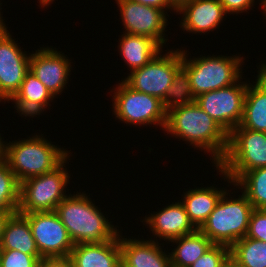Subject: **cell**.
<instances>
[{"label":"cell","mask_w":266,"mask_h":267,"mask_svg":"<svg viewBox=\"0 0 266 267\" xmlns=\"http://www.w3.org/2000/svg\"><path fill=\"white\" fill-rule=\"evenodd\" d=\"M164 130L194 148L210 152L215 166L226 154L228 133L196 102L169 111Z\"/></svg>","instance_id":"1"},{"label":"cell","mask_w":266,"mask_h":267,"mask_svg":"<svg viewBox=\"0 0 266 267\" xmlns=\"http://www.w3.org/2000/svg\"><path fill=\"white\" fill-rule=\"evenodd\" d=\"M77 192L58 205L55 212L67 229L74 244L102 243L114 240L119 230L105 218L87 195ZM114 227V228H113Z\"/></svg>","instance_id":"2"},{"label":"cell","mask_w":266,"mask_h":267,"mask_svg":"<svg viewBox=\"0 0 266 267\" xmlns=\"http://www.w3.org/2000/svg\"><path fill=\"white\" fill-rule=\"evenodd\" d=\"M68 153L40 135L4 145V161L19 183L55 170L69 159Z\"/></svg>","instance_id":"3"},{"label":"cell","mask_w":266,"mask_h":267,"mask_svg":"<svg viewBox=\"0 0 266 267\" xmlns=\"http://www.w3.org/2000/svg\"><path fill=\"white\" fill-rule=\"evenodd\" d=\"M266 167V133L235 127L228 134V148L216 169L235 183L248 171Z\"/></svg>","instance_id":"4"},{"label":"cell","mask_w":266,"mask_h":267,"mask_svg":"<svg viewBox=\"0 0 266 267\" xmlns=\"http://www.w3.org/2000/svg\"><path fill=\"white\" fill-rule=\"evenodd\" d=\"M227 190L199 230L213 243L231 247L247 234L252 204L242 193L229 199Z\"/></svg>","instance_id":"5"},{"label":"cell","mask_w":266,"mask_h":267,"mask_svg":"<svg viewBox=\"0 0 266 267\" xmlns=\"http://www.w3.org/2000/svg\"><path fill=\"white\" fill-rule=\"evenodd\" d=\"M186 54L185 50H182V67L189 74L195 98L202 93L230 86L242 79L240 67L244 58L221 55L188 59Z\"/></svg>","instance_id":"6"},{"label":"cell","mask_w":266,"mask_h":267,"mask_svg":"<svg viewBox=\"0 0 266 267\" xmlns=\"http://www.w3.org/2000/svg\"><path fill=\"white\" fill-rule=\"evenodd\" d=\"M66 162L67 159L55 170L20 183L18 213L56 210L57 205L68 196L65 187L70 177L67 168L64 169Z\"/></svg>","instance_id":"7"},{"label":"cell","mask_w":266,"mask_h":267,"mask_svg":"<svg viewBox=\"0 0 266 267\" xmlns=\"http://www.w3.org/2000/svg\"><path fill=\"white\" fill-rule=\"evenodd\" d=\"M114 89L112 101L116 118L129 125L157 124L165 129L167 113L159 98L133 90L124 81Z\"/></svg>","instance_id":"8"},{"label":"cell","mask_w":266,"mask_h":267,"mask_svg":"<svg viewBox=\"0 0 266 267\" xmlns=\"http://www.w3.org/2000/svg\"><path fill=\"white\" fill-rule=\"evenodd\" d=\"M161 53L142 68L131 71L123 81L133 90L155 96L162 101L174 75L182 67V51L169 50L163 56Z\"/></svg>","instance_id":"9"},{"label":"cell","mask_w":266,"mask_h":267,"mask_svg":"<svg viewBox=\"0 0 266 267\" xmlns=\"http://www.w3.org/2000/svg\"><path fill=\"white\" fill-rule=\"evenodd\" d=\"M247 88V82L238 80L230 86L200 94L195 102L229 134L242 121Z\"/></svg>","instance_id":"10"},{"label":"cell","mask_w":266,"mask_h":267,"mask_svg":"<svg viewBox=\"0 0 266 267\" xmlns=\"http://www.w3.org/2000/svg\"><path fill=\"white\" fill-rule=\"evenodd\" d=\"M29 222L42 258H67L74 248L67 229L55 211L22 214Z\"/></svg>","instance_id":"11"},{"label":"cell","mask_w":266,"mask_h":267,"mask_svg":"<svg viewBox=\"0 0 266 267\" xmlns=\"http://www.w3.org/2000/svg\"><path fill=\"white\" fill-rule=\"evenodd\" d=\"M120 8L125 33L143 35L155 40L161 47L166 44L164 31L167 12L156 7L143 5L132 0H115ZM166 13V14H165Z\"/></svg>","instance_id":"12"},{"label":"cell","mask_w":266,"mask_h":267,"mask_svg":"<svg viewBox=\"0 0 266 267\" xmlns=\"http://www.w3.org/2000/svg\"><path fill=\"white\" fill-rule=\"evenodd\" d=\"M9 34L0 32V102L9 101L19 90L25 73L29 70V60Z\"/></svg>","instance_id":"13"},{"label":"cell","mask_w":266,"mask_h":267,"mask_svg":"<svg viewBox=\"0 0 266 267\" xmlns=\"http://www.w3.org/2000/svg\"><path fill=\"white\" fill-rule=\"evenodd\" d=\"M64 53L61 54L50 48L44 47L31 54L29 60V70L46 86L55 97L63 91L68 83V76L71 72L70 60Z\"/></svg>","instance_id":"14"},{"label":"cell","mask_w":266,"mask_h":267,"mask_svg":"<svg viewBox=\"0 0 266 267\" xmlns=\"http://www.w3.org/2000/svg\"><path fill=\"white\" fill-rule=\"evenodd\" d=\"M145 217L146 224L149 225L152 233L156 238L164 241H171L183 235L194 233L197 228L190 221L184 205L180 202H175L166 206L156 214Z\"/></svg>","instance_id":"15"},{"label":"cell","mask_w":266,"mask_h":267,"mask_svg":"<svg viewBox=\"0 0 266 267\" xmlns=\"http://www.w3.org/2000/svg\"><path fill=\"white\" fill-rule=\"evenodd\" d=\"M183 14L182 30L187 32L207 33L218 28L223 21L226 11L220 0H191L178 11Z\"/></svg>","instance_id":"16"},{"label":"cell","mask_w":266,"mask_h":267,"mask_svg":"<svg viewBox=\"0 0 266 267\" xmlns=\"http://www.w3.org/2000/svg\"><path fill=\"white\" fill-rule=\"evenodd\" d=\"M120 234L121 267H167L170 264L169 252L168 255L163 252L157 240L127 239Z\"/></svg>","instance_id":"17"},{"label":"cell","mask_w":266,"mask_h":267,"mask_svg":"<svg viewBox=\"0 0 266 267\" xmlns=\"http://www.w3.org/2000/svg\"><path fill=\"white\" fill-rule=\"evenodd\" d=\"M69 258L74 267H121L119 235L108 242L74 244Z\"/></svg>","instance_id":"18"},{"label":"cell","mask_w":266,"mask_h":267,"mask_svg":"<svg viewBox=\"0 0 266 267\" xmlns=\"http://www.w3.org/2000/svg\"><path fill=\"white\" fill-rule=\"evenodd\" d=\"M53 99L54 96L46 86L28 70L19 90L10 100L15 102L17 113L21 112V116L33 118L43 113L42 110L44 111Z\"/></svg>","instance_id":"19"},{"label":"cell","mask_w":266,"mask_h":267,"mask_svg":"<svg viewBox=\"0 0 266 267\" xmlns=\"http://www.w3.org/2000/svg\"><path fill=\"white\" fill-rule=\"evenodd\" d=\"M258 73L256 84H248L240 126L266 133V76L260 69Z\"/></svg>","instance_id":"20"},{"label":"cell","mask_w":266,"mask_h":267,"mask_svg":"<svg viewBox=\"0 0 266 267\" xmlns=\"http://www.w3.org/2000/svg\"><path fill=\"white\" fill-rule=\"evenodd\" d=\"M0 245L2 250H18L27 255L40 256L30 224L18 212L12 214L7 220Z\"/></svg>","instance_id":"21"},{"label":"cell","mask_w":266,"mask_h":267,"mask_svg":"<svg viewBox=\"0 0 266 267\" xmlns=\"http://www.w3.org/2000/svg\"><path fill=\"white\" fill-rule=\"evenodd\" d=\"M121 38L118 45L120 55L131 71L142 68L162 51V47L147 36L124 33Z\"/></svg>","instance_id":"22"},{"label":"cell","mask_w":266,"mask_h":267,"mask_svg":"<svg viewBox=\"0 0 266 267\" xmlns=\"http://www.w3.org/2000/svg\"><path fill=\"white\" fill-rule=\"evenodd\" d=\"M225 190L212 186L190 189L184 193L182 204L193 225L199 229L215 209L216 204Z\"/></svg>","instance_id":"23"},{"label":"cell","mask_w":266,"mask_h":267,"mask_svg":"<svg viewBox=\"0 0 266 267\" xmlns=\"http://www.w3.org/2000/svg\"><path fill=\"white\" fill-rule=\"evenodd\" d=\"M169 242L178 245L169 253L170 263L178 267H190L213 244L199 229Z\"/></svg>","instance_id":"24"},{"label":"cell","mask_w":266,"mask_h":267,"mask_svg":"<svg viewBox=\"0 0 266 267\" xmlns=\"http://www.w3.org/2000/svg\"><path fill=\"white\" fill-rule=\"evenodd\" d=\"M230 257L244 267H266V242L241 238L230 247Z\"/></svg>","instance_id":"25"},{"label":"cell","mask_w":266,"mask_h":267,"mask_svg":"<svg viewBox=\"0 0 266 267\" xmlns=\"http://www.w3.org/2000/svg\"><path fill=\"white\" fill-rule=\"evenodd\" d=\"M195 102V96L187 71L181 67L176 74L172 84L167 89L162 100L166 113L180 106H186Z\"/></svg>","instance_id":"26"},{"label":"cell","mask_w":266,"mask_h":267,"mask_svg":"<svg viewBox=\"0 0 266 267\" xmlns=\"http://www.w3.org/2000/svg\"><path fill=\"white\" fill-rule=\"evenodd\" d=\"M233 185L239 186L254 209H266V167L246 172Z\"/></svg>","instance_id":"27"},{"label":"cell","mask_w":266,"mask_h":267,"mask_svg":"<svg viewBox=\"0 0 266 267\" xmlns=\"http://www.w3.org/2000/svg\"><path fill=\"white\" fill-rule=\"evenodd\" d=\"M20 183L3 160L0 162V213H16L19 205Z\"/></svg>","instance_id":"28"},{"label":"cell","mask_w":266,"mask_h":267,"mask_svg":"<svg viewBox=\"0 0 266 267\" xmlns=\"http://www.w3.org/2000/svg\"><path fill=\"white\" fill-rule=\"evenodd\" d=\"M42 259L18 250H1L0 267H39Z\"/></svg>","instance_id":"29"},{"label":"cell","mask_w":266,"mask_h":267,"mask_svg":"<svg viewBox=\"0 0 266 267\" xmlns=\"http://www.w3.org/2000/svg\"><path fill=\"white\" fill-rule=\"evenodd\" d=\"M230 256V247L212 244L210 248L190 267H221Z\"/></svg>","instance_id":"30"},{"label":"cell","mask_w":266,"mask_h":267,"mask_svg":"<svg viewBox=\"0 0 266 267\" xmlns=\"http://www.w3.org/2000/svg\"><path fill=\"white\" fill-rule=\"evenodd\" d=\"M245 237L266 242V209L252 210Z\"/></svg>","instance_id":"31"},{"label":"cell","mask_w":266,"mask_h":267,"mask_svg":"<svg viewBox=\"0 0 266 267\" xmlns=\"http://www.w3.org/2000/svg\"><path fill=\"white\" fill-rule=\"evenodd\" d=\"M255 0H220L227 14H237L250 10Z\"/></svg>","instance_id":"32"},{"label":"cell","mask_w":266,"mask_h":267,"mask_svg":"<svg viewBox=\"0 0 266 267\" xmlns=\"http://www.w3.org/2000/svg\"><path fill=\"white\" fill-rule=\"evenodd\" d=\"M39 267H74L72 260L67 258H43Z\"/></svg>","instance_id":"33"},{"label":"cell","mask_w":266,"mask_h":267,"mask_svg":"<svg viewBox=\"0 0 266 267\" xmlns=\"http://www.w3.org/2000/svg\"><path fill=\"white\" fill-rule=\"evenodd\" d=\"M132 1L140 3V4H143V5L156 7V8H159L161 10H164V9L173 10L169 6V4H168V2L166 0H132Z\"/></svg>","instance_id":"34"},{"label":"cell","mask_w":266,"mask_h":267,"mask_svg":"<svg viewBox=\"0 0 266 267\" xmlns=\"http://www.w3.org/2000/svg\"><path fill=\"white\" fill-rule=\"evenodd\" d=\"M169 6L174 10L177 11L185 4L190 2L191 0H166Z\"/></svg>","instance_id":"35"},{"label":"cell","mask_w":266,"mask_h":267,"mask_svg":"<svg viewBox=\"0 0 266 267\" xmlns=\"http://www.w3.org/2000/svg\"><path fill=\"white\" fill-rule=\"evenodd\" d=\"M12 214L14 213H0V241L2 239L5 224Z\"/></svg>","instance_id":"36"},{"label":"cell","mask_w":266,"mask_h":267,"mask_svg":"<svg viewBox=\"0 0 266 267\" xmlns=\"http://www.w3.org/2000/svg\"><path fill=\"white\" fill-rule=\"evenodd\" d=\"M221 267H244L238 264L235 260H233L230 256L226 259V261L222 264Z\"/></svg>","instance_id":"37"},{"label":"cell","mask_w":266,"mask_h":267,"mask_svg":"<svg viewBox=\"0 0 266 267\" xmlns=\"http://www.w3.org/2000/svg\"><path fill=\"white\" fill-rule=\"evenodd\" d=\"M4 142L5 141L2 140L1 134H0V162H2L4 160V145L6 144Z\"/></svg>","instance_id":"38"},{"label":"cell","mask_w":266,"mask_h":267,"mask_svg":"<svg viewBox=\"0 0 266 267\" xmlns=\"http://www.w3.org/2000/svg\"><path fill=\"white\" fill-rule=\"evenodd\" d=\"M1 5V4H0ZM1 8V7H0ZM2 15H1V12H0V32L4 31V30H7L6 28V25L4 24V20L2 19Z\"/></svg>","instance_id":"39"},{"label":"cell","mask_w":266,"mask_h":267,"mask_svg":"<svg viewBox=\"0 0 266 267\" xmlns=\"http://www.w3.org/2000/svg\"><path fill=\"white\" fill-rule=\"evenodd\" d=\"M54 0H39L40 5H42V7L50 5L51 2H53Z\"/></svg>","instance_id":"40"},{"label":"cell","mask_w":266,"mask_h":267,"mask_svg":"<svg viewBox=\"0 0 266 267\" xmlns=\"http://www.w3.org/2000/svg\"><path fill=\"white\" fill-rule=\"evenodd\" d=\"M260 71L266 76V64L262 63L260 65Z\"/></svg>","instance_id":"41"},{"label":"cell","mask_w":266,"mask_h":267,"mask_svg":"<svg viewBox=\"0 0 266 267\" xmlns=\"http://www.w3.org/2000/svg\"><path fill=\"white\" fill-rule=\"evenodd\" d=\"M261 4H262V6L261 7H263V14L265 13V17H266V0H261Z\"/></svg>","instance_id":"42"},{"label":"cell","mask_w":266,"mask_h":267,"mask_svg":"<svg viewBox=\"0 0 266 267\" xmlns=\"http://www.w3.org/2000/svg\"><path fill=\"white\" fill-rule=\"evenodd\" d=\"M167 267H178V266H175V265L170 263Z\"/></svg>","instance_id":"43"}]
</instances>
